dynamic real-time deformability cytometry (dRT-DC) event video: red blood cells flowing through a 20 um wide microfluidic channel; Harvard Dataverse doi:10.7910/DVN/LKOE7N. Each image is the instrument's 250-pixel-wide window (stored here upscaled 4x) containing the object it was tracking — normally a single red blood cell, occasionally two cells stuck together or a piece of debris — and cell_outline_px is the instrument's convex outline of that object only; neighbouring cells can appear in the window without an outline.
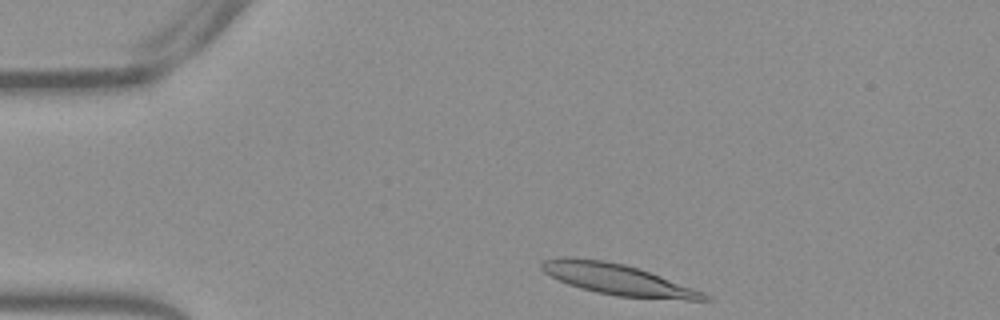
{"species": "Egyptian fruit bat (a non-hibernating species)", "species_latin": "Rousettus aegyptiacus", "temperature_condition": "warm", "stored_images_in_passage": 35, "camera_frame_rate_fps": 3000, "um_per_image_px": 0.085, "frame": {"image": 1, "passage_image": 1, "time_ms": 0.0, "image_size_px": [1000, 320], "cell_outline_px": [[712, 300], [684, 300], [616, 296], [596, 292], [580, 288], [568, 284], [544, 272], [540, 268], [540, 264], [544, 260], [560, 256], [576, 256], [604, 260], [624, 264], [640, 268], [704, 292], [712, 296]], "centroid_in_image_um": [52.51, 23.74], "position_along_channel_um": 32.5, "area_um2": 29.65}}
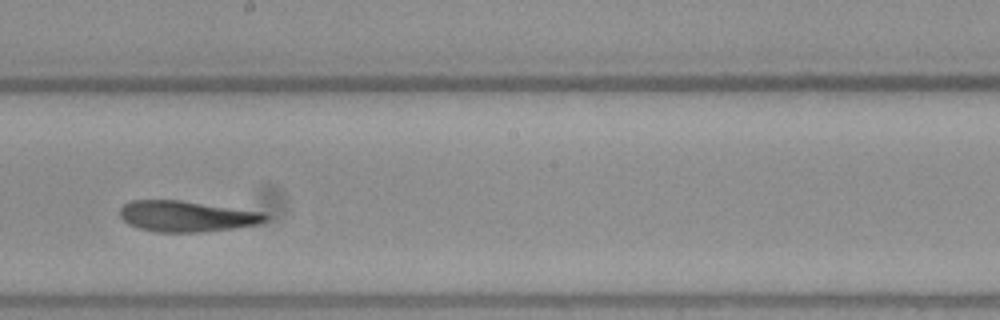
{"frame": {"image": 2, "passage_image": 21, "time_ms": 6.667, "image_size_px": [1000, 320], "cell_outline_px": [[268, 220], [256, 224], [236, 228], [200, 232], [156, 232], [136, 228], [128, 224], [120, 216], [120, 208], [124, 204], [132, 200], [180, 200], [264, 212], [268, 216]], "centroid_in_image_um": [15.85, 18.38], "position_along_channel_um": 232.3, "area_um2": 26.3}}
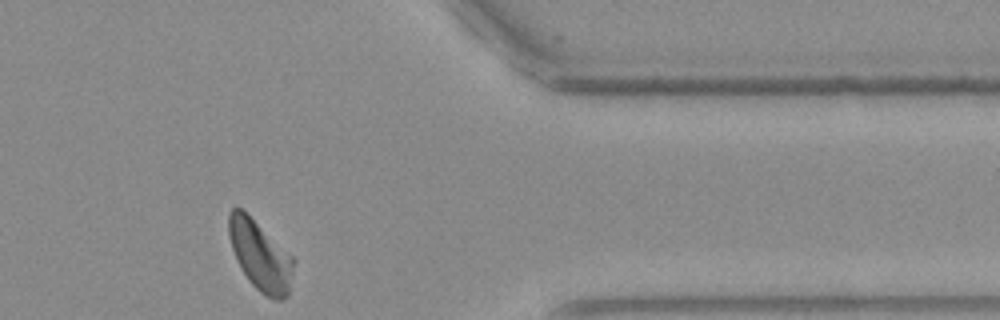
{"frame": {"image": 3, "passage_image": 35, "time_ms": 11.333, "image_size_px": [1000, 320], "cell_outline_px": [[296, 260], [288, 296], [284, 300], [276, 300], [264, 296], [252, 284], [240, 268], [236, 260], [228, 236], [228, 212], [232, 208], [240, 208], [292, 256]], "centroid_in_image_um": [22.12, 21.78], "position_along_channel_um": 389.3, "area_um2": 26.18}, "authors_computed_cell_mechanics": {"area_um2": 27.0504, "velocity_mm_per_s": 3.7779, "shape_relaxation_time_tau1_ms": null, "shape_relaxation_time_tau2_ms": 3.4595, "deformation_change_tau1": null, "deformation_change_tau2": 0.1026}}